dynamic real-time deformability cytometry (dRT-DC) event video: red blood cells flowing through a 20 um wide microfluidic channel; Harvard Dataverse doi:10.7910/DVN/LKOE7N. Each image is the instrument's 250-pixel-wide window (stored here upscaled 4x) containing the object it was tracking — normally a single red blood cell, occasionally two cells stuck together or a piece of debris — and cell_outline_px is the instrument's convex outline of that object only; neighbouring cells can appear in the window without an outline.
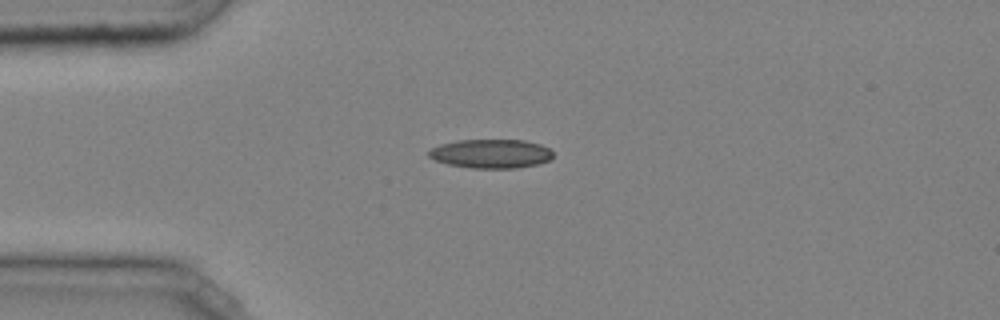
{"species": "common noctule bat (a hibernating species)", "species_latin": "Nyctalus noctula", "temperature_condition": "cold", "stored_images_in_passage": 35, "camera_frame_rate_fps": 3000, "um_per_image_px": 0.085, "animal": {"sex": "male", "body_mass_g": 20.4}, "frame": {"image": 1, "passage_image": 1, "time_ms": 0.0, "image_size_px": [1000, 320], "cell_outline_px": [[552, 160], [540, 164], [516, 168], [472, 168], [448, 164], [436, 160], [428, 156], [428, 152], [432, 148], [440, 144], [456, 140], [524, 140], [540, 144], [548, 148], [552, 152]], "centroid_in_image_um": [41.76, 13.06], "position_along_channel_um": 43.2, "area_um2": 21.04}}
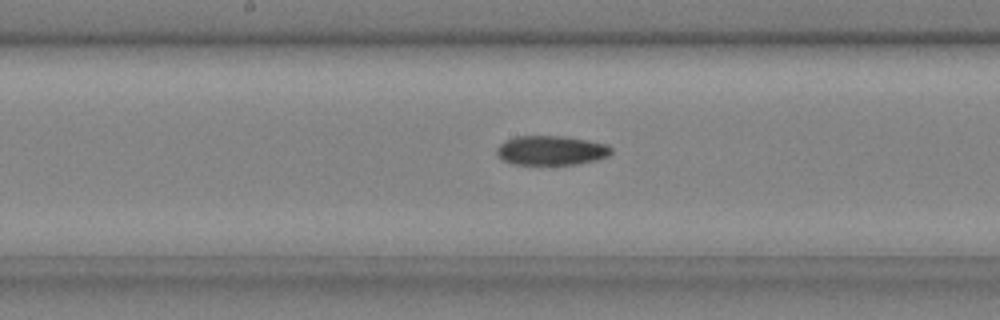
{"frame": {"image": 2, "passage_image": 14, "time_ms": 4.333, "image_size_px": [1000, 320], "cell_outline_px": [[612, 152], [608, 156], [596, 160], [576, 164], [512, 164], [504, 160], [496, 152], [496, 148], [504, 140], [516, 136], [564, 136], [588, 140], [608, 144], [612, 148]], "centroid_in_image_um": [46.86, 12.77], "position_along_channel_um": 201.3, "area_um2": 19.65}}
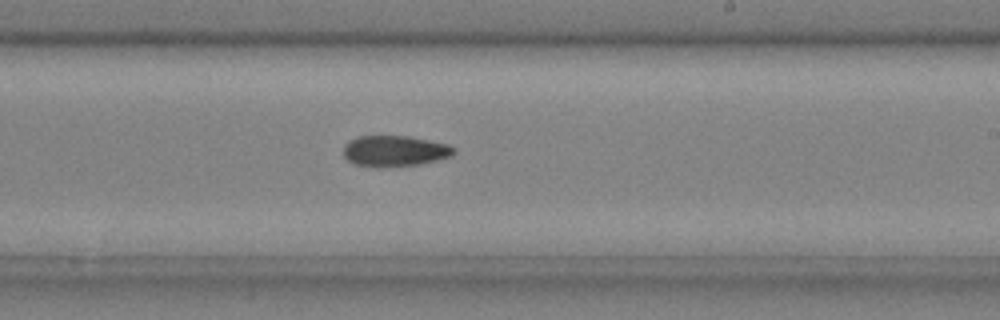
{"frame": {"image": 3, "passage_image": 18, "time_ms": 5.667, "image_size_px": [1000, 320], "cell_outline_px": [[456, 152], [452, 156], [420, 164], [384, 168], [376, 168], [352, 164], [344, 156], [344, 144], [348, 140], [360, 136], [408, 136], [448, 144], [456, 148]], "centroid_in_image_um": [33.53, 12.85], "position_along_channel_um": 255.5, "area_um2": 20.23}, "authors_computed_cell_mechanics": {"area_um2": 19.8832, "velocity_mm_per_s": 4.0666, "shape_relaxation_time_tau1_ms": null, "shape_relaxation_time_tau2_ms": 6.7899, "deformation_change_tau1": null, "deformation_change_tau2": 0.1229}}